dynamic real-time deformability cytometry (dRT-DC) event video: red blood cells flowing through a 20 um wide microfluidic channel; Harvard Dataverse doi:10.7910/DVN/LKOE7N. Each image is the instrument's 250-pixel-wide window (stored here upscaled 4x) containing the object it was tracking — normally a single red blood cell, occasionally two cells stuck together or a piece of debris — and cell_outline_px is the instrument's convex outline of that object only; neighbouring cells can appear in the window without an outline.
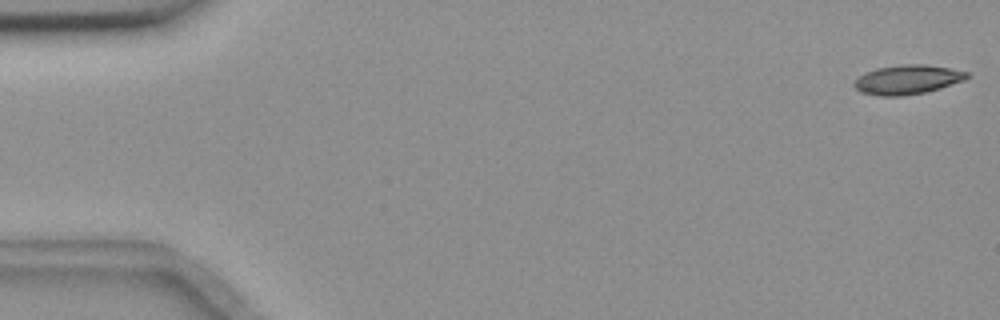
{"species": "common noctule bat (a hibernating species)", "species_latin": "Nyctalus noctula", "temperature_condition": "room temperature", "stored_images_in_passage": 55, "camera_frame_rate_fps": 3000, "um_per_image_px": 0.085, "animal": {"sex": "female", "body_mass_g": 18.4}, "frame": {"image": 1, "passage_image": 1, "time_ms": 0.0, "image_size_px": [1000, 320], "cell_outline_px": [[972, 76], [964, 80], [940, 88], [924, 92], [900, 96], [880, 96], [860, 92], [852, 84], [864, 72], [876, 68], [900, 64], [924, 64], [948, 68], [968, 72]], "centroid_in_image_um": [77.12, 6.76], "position_along_channel_um": 7.9, "area_um2": 19.25}}
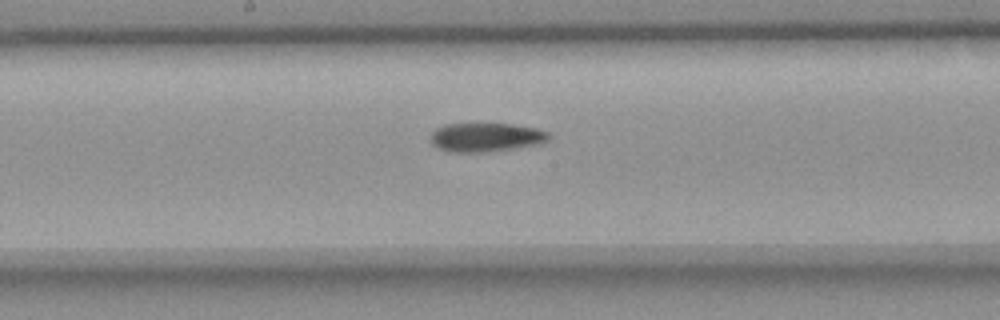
{"frame": {"image": 2, "passage_image": 29, "time_ms": 9.333, "image_size_px": [1000, 320], "cell_outline_px": [[552, 136], [548, 140], [540, 144], [516, 148], [480, 152], [452, 152], [440, 148], [432, 144], [432, 132], [436, 128], [444, 124], [512, 124], [536, 128], [548, 132]], "centroid_in_image_um": [41.35, 11.66], "position_along_channel_um": 206.9, "area_um2": 19.77}}
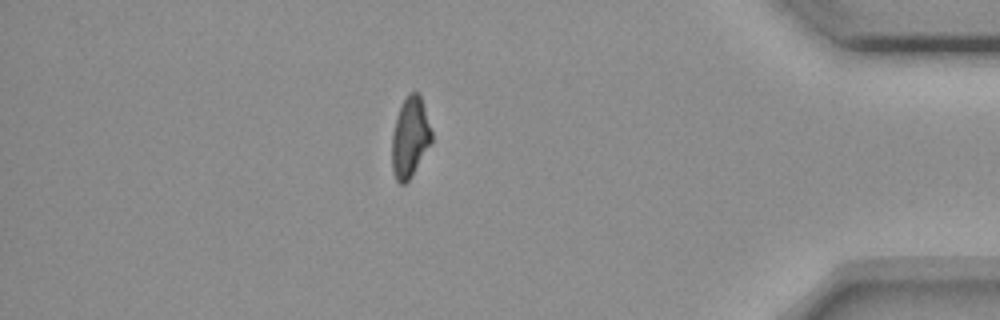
{"frame": {"image": 3, "passage_image": 48, "time_ms": 15.667, "image_size_px": [1000, 320], "cell_outline_px": [[432, 144], [408, 180], [404, 184], [400, 184], [396, 180], [392, 172], [392, 132], [396, 116], [408, 92], [420, 92], [432, 132]], "centroid_in_image_um": [34.86, 11.66], "position_along_channel_um": 400.3, "area_um2": 18.73}, "authors_computed_cell_mechanics": {"area_um2": 19.652, "velocity_mm_per_s": 3.6656, "shape_relaxation_time_tau1_ms": 9.5945, "shape_relaxation_time_tau2_ms": null, "deformation_change_tau1": 0.2048, "deformation_change_tau2": null}}